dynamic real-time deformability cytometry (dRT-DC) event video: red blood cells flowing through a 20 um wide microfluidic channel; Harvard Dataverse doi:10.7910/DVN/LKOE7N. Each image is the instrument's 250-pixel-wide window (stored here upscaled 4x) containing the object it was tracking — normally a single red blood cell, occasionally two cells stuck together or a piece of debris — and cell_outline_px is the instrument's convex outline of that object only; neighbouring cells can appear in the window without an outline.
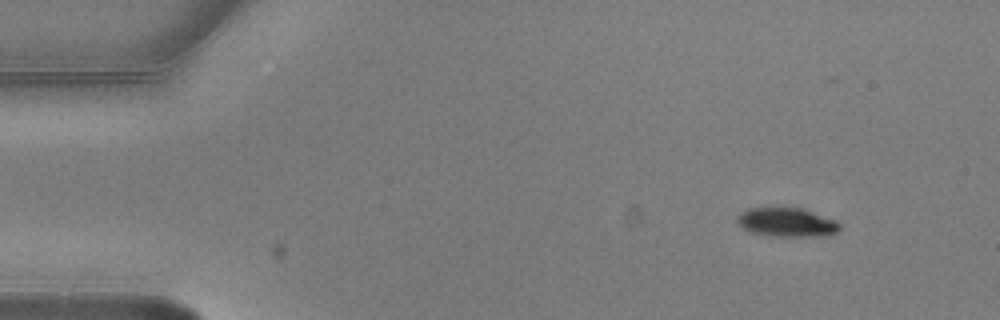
{"species": "common noctule bat (a hibernating species)", "species_latin": "Nyctalus noctula", "temperature_condition": "warm", "stored_images_in_passage": 3, "camera_frame_rate_fps": 3000, "um_per_image_px": 0.085, "animal": {"sex": "male", "body_mass_g": 20.5, "forearm_length_mm": 52.5}, "frame": {"image": 1, "passage_image": 1, "time_ms": 0.0, "image_size_px": [1000, 320], "cell_outline_px": [[840, 228], [836, 232], [824, 236], [768, 236], [748, 232], [736, 224], [736, 216], [740, 212], [748, 208], [804, 208], [836, 220], [840, 224]], "centroid_in_image_um": [66.82, 18.9], "position_along_channel_um": 18.2, "area_um2": 17.63}}